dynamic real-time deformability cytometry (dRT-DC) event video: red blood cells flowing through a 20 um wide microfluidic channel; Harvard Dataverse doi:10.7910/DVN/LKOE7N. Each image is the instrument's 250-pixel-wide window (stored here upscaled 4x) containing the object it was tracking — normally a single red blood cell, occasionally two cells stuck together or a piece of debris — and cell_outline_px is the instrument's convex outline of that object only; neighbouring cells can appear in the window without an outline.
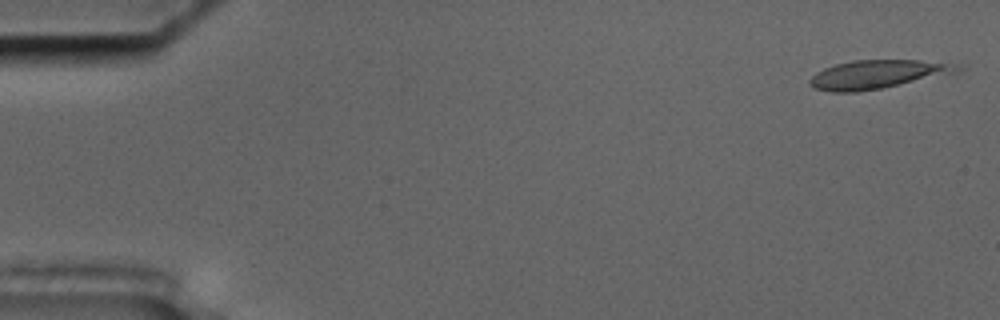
{"species": "common noctule bat (a hibernating species)", "species_latin": "Nyctalus noctula", "temperature_condition": "cold", "stored_images_in_passage": 4, "camera_frame_rate_fps": 3000, "um_per_image_px": 0.085, "animal": {"sex": "male", "body_mass_g": 17.5, "forearm_length_mm": 52.3}, "frame": {"image": 1, "passage_image": 2, "time_ms": 0.333, "image_size_px": [1000, 320], "cell_outline_px": [[964, 68], [960, 72], [880, 88], [856, 92], [828, 92], [816, 88], [808, 84], [808, 80], [816, 72], [824, 68], [836, 64], [852, 60], [920, 60], [964, 64]], "centroid_in_image_um": [74.63, 6.3], "position_along_channel_um": 10.4, "area_um2": 24.74}}